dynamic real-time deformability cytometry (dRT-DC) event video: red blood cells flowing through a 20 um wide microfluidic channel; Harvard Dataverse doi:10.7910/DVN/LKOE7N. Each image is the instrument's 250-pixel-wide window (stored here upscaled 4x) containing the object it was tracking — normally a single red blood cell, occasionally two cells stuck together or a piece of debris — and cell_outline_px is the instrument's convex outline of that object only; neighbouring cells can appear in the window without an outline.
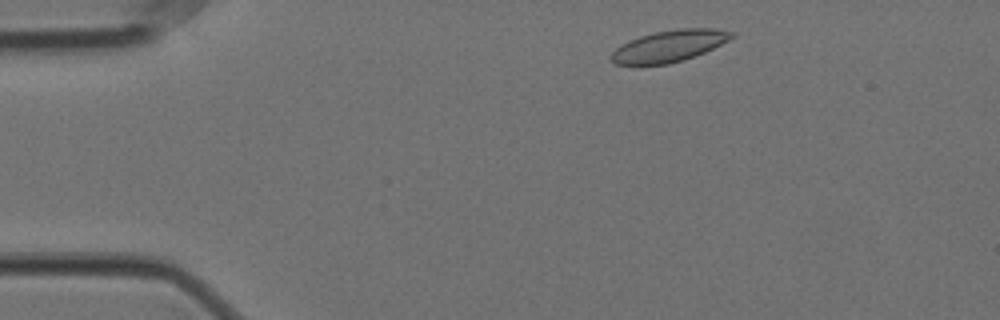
{"species": "Egyptian fruit bat (a non-hibernating species)", "species_latin": "Rousettus aegyptiacus", "temperature_condition": "cold", "stored_images_in_passage": 51, "camera_frame_rate_fps": 3000, "um_per_image_px": 0.085, "animal": {"sex": "female"}, "frame": {"image": 1, "passage_image": 3, "time_ms": 0.667, "image_size_px": [1000, 320], "cell_outline_px": [[736, 36], [704, 52], [668, 64], [616, 64], [608, 60], [608, 56], [620, 44], [628, 40], [640, 36], [656, 32], [680, 28], [716, 28], [736, 32]], "centroid_in_image_um": [56.86, 3.89], "position_along_channel_um": 28.1, "area_um2": 22.08}}
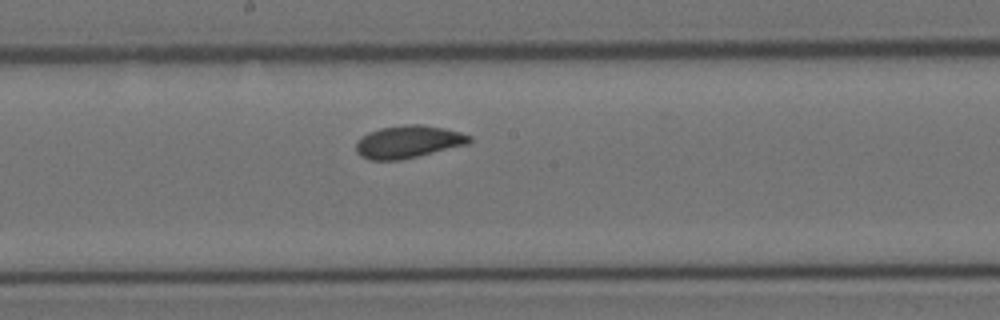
{"frame": {"image": 2, "passage_image": 24, "time_ms": 7.667, "image_size_px": [1000, 320], "cell_outline_px": [[472, 140], [468, 144], [400, 160], [368, 160], [360, 156], [356, 152], [356, 140], [368, 132], [380, 128], [408, 124], [420, 124], [444, 128], [460, 132], [472, 136]], "centroid_in_image_um": [34.67, 12.05], "position_along_channel_um": 213.5, "area_um2": 21.56}}
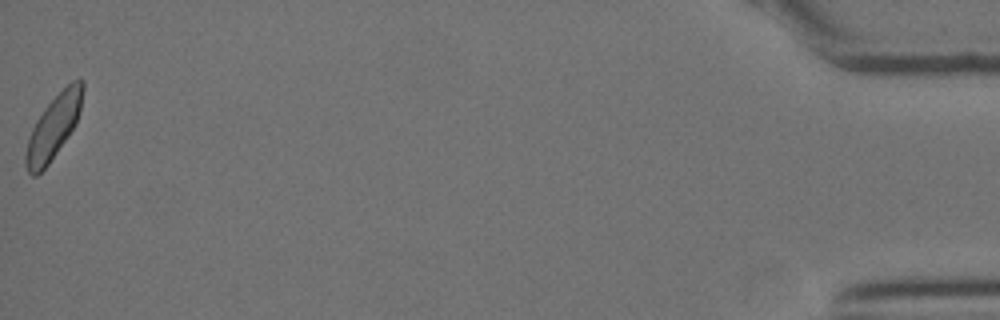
{"frame": {"image": 3, "passage_image": 51, "time_ms": 16.667, "image_size_px": [1000, 320], "cell_outline_px": [[84, 88], [80, 112], [76, 124], [68, 136], [48, 164], [36, 176], [32, 176], [28, 172], [24, 164], [24, 156], [28, 140], [32, 128], [36, 120], [44, 108], [72, 80], [84, 80]], "centroid_in_image_um": [4.55, 10.8], "position_along_channel_um": 430.7, "area_um2": 20.92}, "authors_computed_cell_mechanics": {"area_um2": 21.386, "velocity_mm_per_s": 3.5029, "shape_relaxation_time_tau1_ms": 6.1015, "shape_relaxation_time_tau2_ms": 1.2502, "deformation_change_tau1": 0.111, "deformation_change_tau2": 0.0496}}